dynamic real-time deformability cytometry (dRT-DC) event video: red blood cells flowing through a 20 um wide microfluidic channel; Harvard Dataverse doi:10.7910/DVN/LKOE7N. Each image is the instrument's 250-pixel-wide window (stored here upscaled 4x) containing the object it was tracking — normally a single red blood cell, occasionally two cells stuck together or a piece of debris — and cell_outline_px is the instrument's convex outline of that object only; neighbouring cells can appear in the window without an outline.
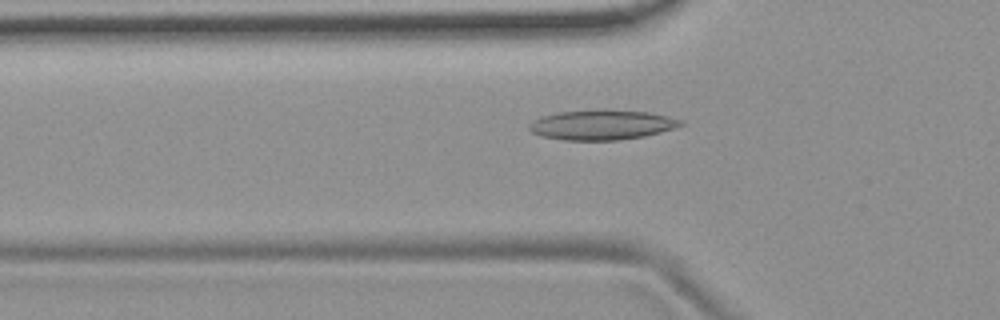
{"species": "common noctule bat (a hibernating species)", "species_latin": "Nyctalus noctula", "temperature_condition": "room temperature", "stored_images_in_passage": 54, "camera_frame_rate_fps": 3000, "um_per_image_px": 0.085, "animal": {"sex": "female", "body_mass_g": 19.9}, "frame": {"image": 1, "passage_image": 18, "time_ms": 5.667, "image_size_px": [1000, 320], "cell_outline_px": [[684, 124], [676, 128], [644, 136], [616, 140], [564, 140], [544, 136], [532, 132], [528, 128], [528, 124], [532, 120], [556, 112], [600, 108], [604, 108], [648, 112], [668, 116], [684, 120]], "centroid_in_image_um": [51.18, 10.58], "position_along_channel_um": 74.6, "area_um2": 26.82}}
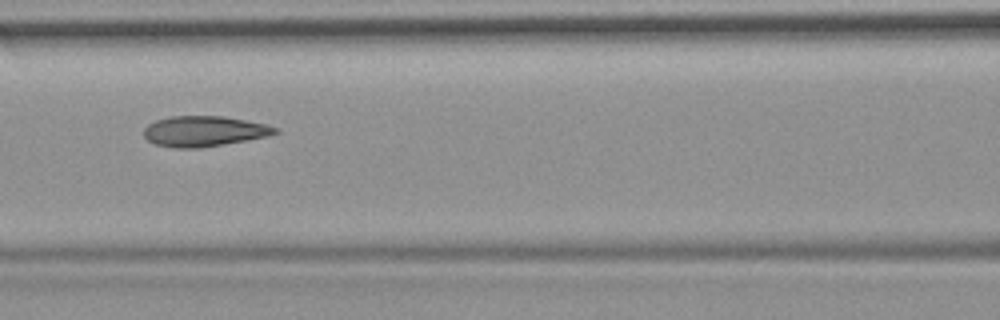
{"frame": {"image": 2, "passage_image": 24, "time_ms": 7.667, "image_size_px": [1000, 320], "cell_outline_px": [[280, 132], [268, 136], [200, 148], [176, 148], [156, 144], [148, 140], [144, 136], [144, 128], [148, 124], [156, 120], [168, 116], [224, 116], [264, 124], [280, 128]], "centroid_in_image_um": [17.34, 11.15], "position_along_channel_um": 149.3, "area_um2": 23.24}}
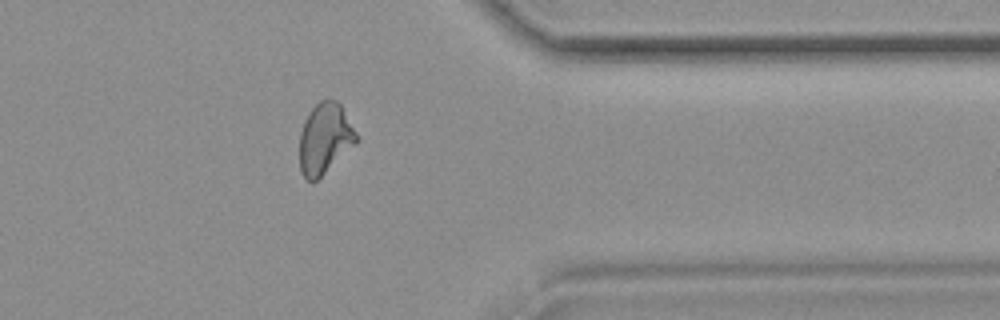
{"frame": {"image": 3, "passage_image": 44, "time_ms": 14.333, "image_size_px": [1000, 320], "cell_outline_px": [[360, 140], [356, 144], [312, 184], [304, 176], [300, 168], [300, 132], [304, 120], [308, 112], [320, 100], [336, 100], [340, 104], [356, 132]], "centroid_in_image_um": [27.61, 11.78], "position_along_channel_um": 383.8, "area_um2": 23.35}, "authors_computed_cell_mechanics": {"area_um2": 24.2471, "velocity_mm_per_s": 3.6962, "shape_relaxation_time_tau1_ms": null, "shape_relaxation_time_tau2_ms": 1.9985, "deformation_change_tau1": null, "deformation_change_tau2": 0.0939}}